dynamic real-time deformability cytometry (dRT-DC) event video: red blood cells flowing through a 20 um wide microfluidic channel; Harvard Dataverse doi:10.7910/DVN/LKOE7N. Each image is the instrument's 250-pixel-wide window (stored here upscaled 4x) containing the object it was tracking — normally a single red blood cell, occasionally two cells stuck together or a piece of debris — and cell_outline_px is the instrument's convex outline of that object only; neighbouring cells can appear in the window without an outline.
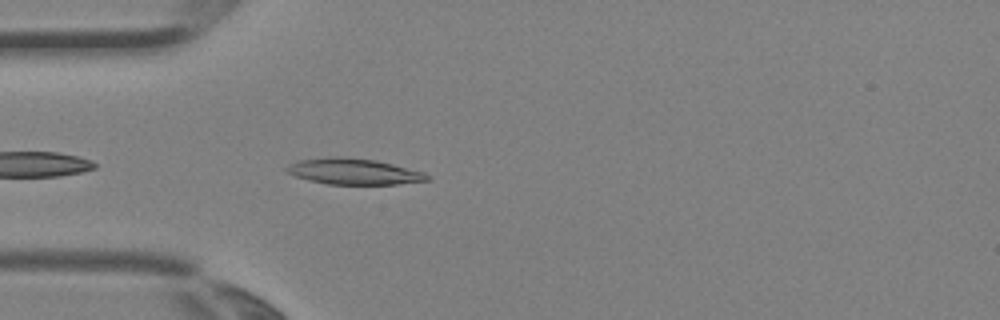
{"species": "Egyptian fruit bat (a non-hibernating species)", "species_latin": "Rousettus aegyptiacus", "temperature_condition": "room temperature", "stored_images_in_passage": 2, "camera_frame_rate_fps": 3000, "um_per_image_px": 0.085, "animal": {"sex": "female"}, "frame": {"image": 1, "passage_image": 2, "time_ms": 0.333, "image_size_px": [1000, 320], "cell_outline_px": [[432, 180], [396, 184], [328, 184], [308, 180], [296, 176], [288, 172], [284, 168], [288, 164], [300, 160], [328, 156], [340, 156], [376, 160], [424, 172]], "centroid_in_image_um": [30.05, 14.57], "position_along_channel_um": 55.0, "area_um2": 21.27}}